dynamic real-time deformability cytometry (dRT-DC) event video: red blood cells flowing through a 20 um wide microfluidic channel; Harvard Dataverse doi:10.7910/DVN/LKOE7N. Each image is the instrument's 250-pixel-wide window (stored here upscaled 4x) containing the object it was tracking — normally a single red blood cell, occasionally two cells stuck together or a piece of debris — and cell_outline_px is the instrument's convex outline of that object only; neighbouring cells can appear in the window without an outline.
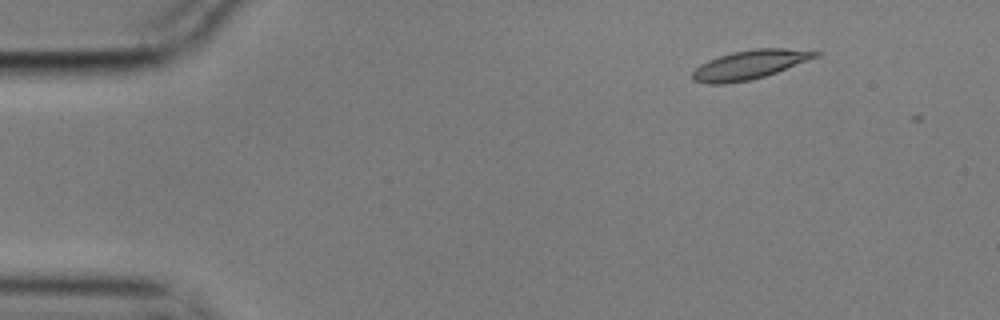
{"species": "common noctule bat (a hibernating species)", "species_latin": "Nyctalus noctula", "temperature_condition": "cold", "stored_images_in_passage": 7, "camera_frame_rate_fps": 3000, "um_per_image_px": 0.085, "animal": {"sex": "male", "body_mass_g": 17.9}, "frame": {"image": 1, "passage_image": 2, "time_ms": 0.333, "image_size_px": [1000, 320], "cell_outline_px": [[820, 56], [776, 72], [764, 76], [748, 80], [724, 84], [708, 84], [692, 80], [692, 72], [700, 64], [708, 60], [732, 52], [756, 48], [784, 48], [820, 52]], "centroid_in_image_um": [63.7, 5.5], "position_along_channel_um": 21.3, "area_um2": 20.58}}
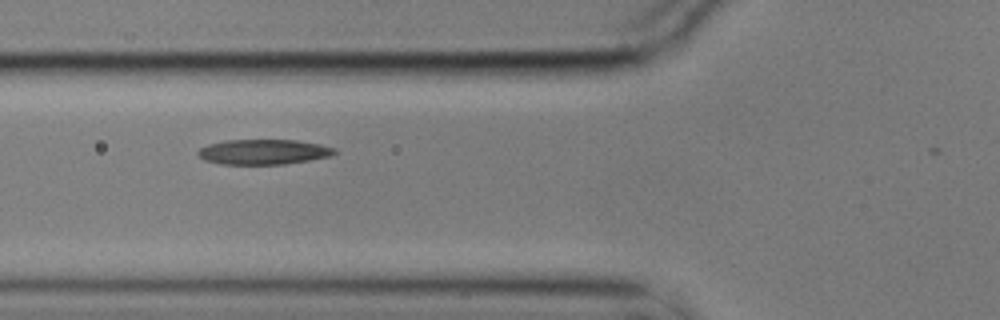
{"frame": {"image": 2, "passage_image": 6, "time_ms": 1.667, "image_size_px": [1000, 320], "cell_outline_px": [[336, 152], [328, 156], [308, 160], [284, 164], [220, 164], [204, 160], [196, 156], [196, 152], [200, 148], [208, 144], [224, 140], [296, 140], [320, 144], [336, 148]], "centroid_in_image_um": [22.33, 12.9], "position_along_channel_um": 103.5, "area_um2": 20.0}}
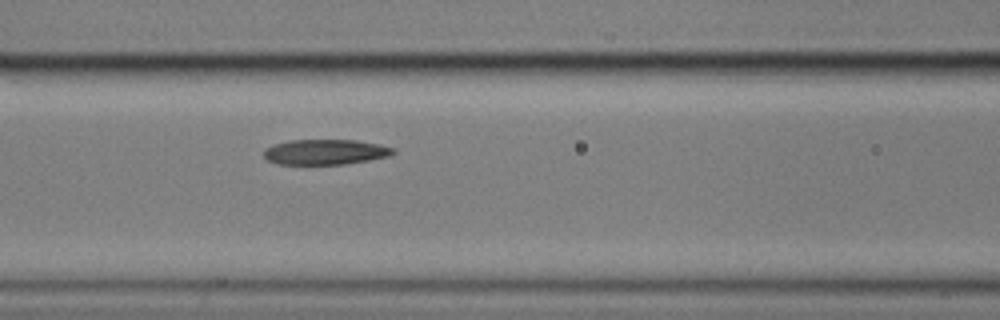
{"frame": {"image": 3, "passage_image": 7, "time_ms": 2.0, "image_size_px": [1000, 320], "cell_outline_px": [[396, 152], [388, 156], [368, 160], [344, 164], [276, 164], [268, 160], [264, 156], [264, 148], [288, 140], [356, 140], [380, 144], [396, 148]], "centroid_in_image_um": [27.67, 12.91], "position_along_channel_um": 138.9, "area_um2": 19.07}}